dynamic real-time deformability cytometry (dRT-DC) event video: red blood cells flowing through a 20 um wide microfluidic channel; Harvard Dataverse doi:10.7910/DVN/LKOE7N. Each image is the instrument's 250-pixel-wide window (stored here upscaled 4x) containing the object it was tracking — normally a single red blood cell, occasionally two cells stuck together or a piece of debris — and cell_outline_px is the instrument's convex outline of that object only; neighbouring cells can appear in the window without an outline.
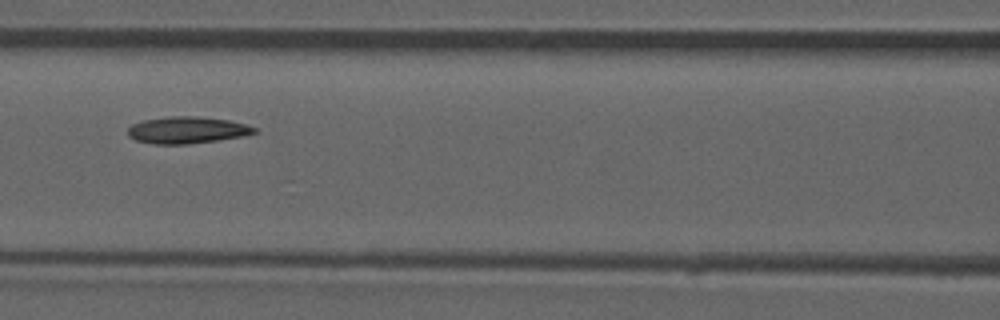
{"species": "common noctule bat (a hibernating species)", "species_latin": "Nyctalus noctula", "temperature_condition": "room temperature", "stored_images_in_passage": 52, "camera_frame_rate_fps": 3000, "um_per_image_px": 0.085, "animal": {"sex": "male", "forearm_length_mm": 52.5}, "frame": {"image": 1, "passage_image": 23, "time_ms": 7.333, "image_size_px": [1000, 320], "cell_outline_px": [[256, 132], [244, 136], [188, 144], [152, 144], [136, 140], [128, 136], [128, 128], [132, 124], [140, 120], [168, 116], [192, 116], [228, 120], [244, 124], [256, 128]], "centroid_in_image_um": [15.84, 11.05], "position_along_channel_um": 150.8, "area_um2": 19.71}}